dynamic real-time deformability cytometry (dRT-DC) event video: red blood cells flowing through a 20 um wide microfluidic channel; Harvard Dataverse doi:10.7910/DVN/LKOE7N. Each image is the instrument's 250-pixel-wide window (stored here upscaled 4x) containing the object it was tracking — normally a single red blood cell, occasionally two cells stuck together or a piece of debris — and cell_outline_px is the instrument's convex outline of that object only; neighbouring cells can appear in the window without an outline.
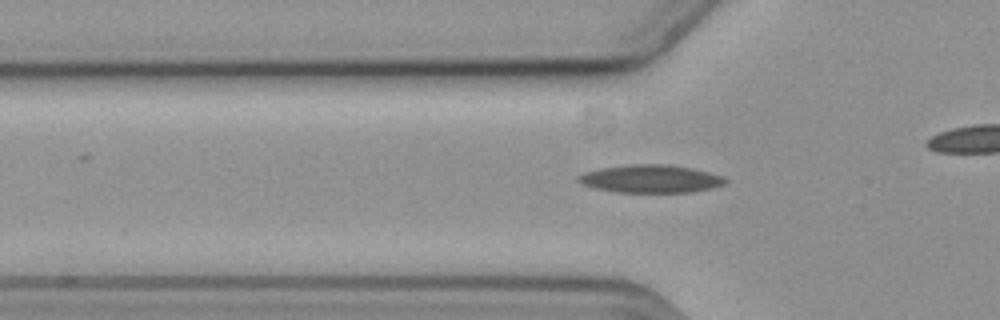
{"species": "common noctule bat (a hibernating species)", "species_latin": "Nyctalus noctula", "temperature_condition": "cold", "stored_images_in_passage": 43, "camera_frame_rate_fps": 3000, "um_per_image_px": 0.085, "animal": {"sex": "female", "body_mass_g": 19.3, "forearm_length_mm": 54.1}, "frame": {"image": 1, "passage_image": 16, "time_ms": 5.0, "image_size_px": [1000, 320], "cell_outline_px": [[728, 180], [724, 184], [712, 188], [692, 192], [616, 192], [596, 188], [580, 184], [576, 180], [576, 176], [588, 172], [604, 168], [632, 164], [668, 164], [692, 168], [724, 176]], "centroid_in_image_um": [55.33, 15.2], "position_along_channel_um": 70.5, "area_um2": 23.81}}
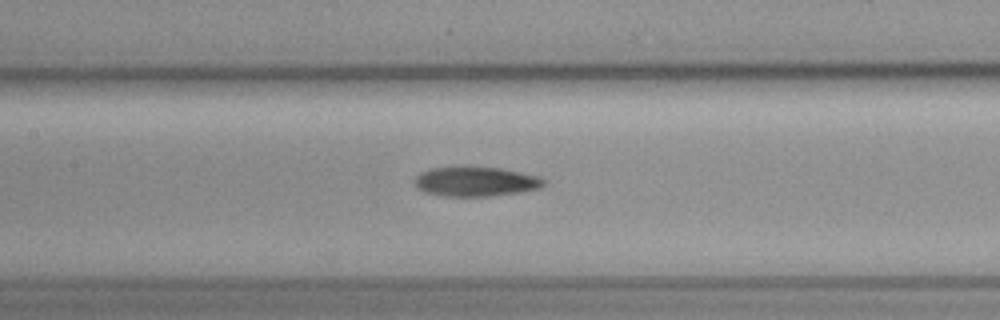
{"frame": {"image": 2, "passage_image": 24, "time_ms": 7.667, "image_size_px": [1000, 320], "cell_outline_px": [[544, 184], [540, 188], [520, 192], [488, 196], [444, 196], [424, 192], [416, 188], [412, 180], [420, 172], [432, 168], [500, 168], [540, 176], [544, 180]], "centroid_in_image_um": [40.4, 15.45], "position_along_channel_um": 167.0, "area_um2": 22.02}}
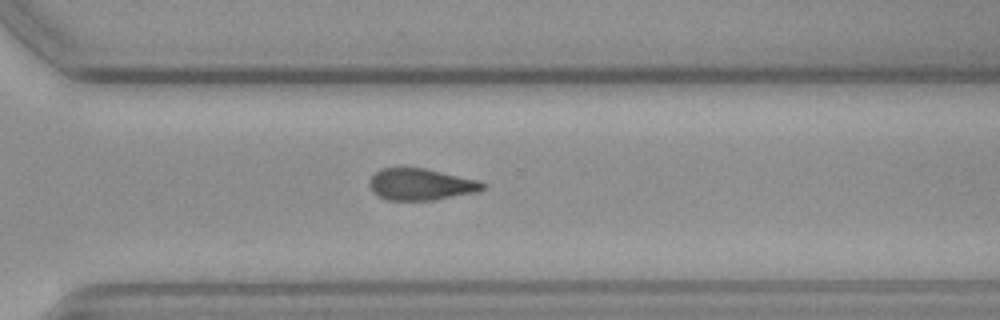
{"frame": {"image": 3, "passage_image": 38, "time_ms": 12.333, "image_size_px": [1000, 320], "cell_outline_px": [[488, 184], [484, 188], [476, 192], [432, 200], [388, 200], [376, 196], [372, 192], [368, 184], [368, 180], [380, 168], [424, 168], [480, 180]], "centroid_in_image_um": [35.75, 15.67], "position_along_channel_um": 334.8, "area_um2": 21.04}}